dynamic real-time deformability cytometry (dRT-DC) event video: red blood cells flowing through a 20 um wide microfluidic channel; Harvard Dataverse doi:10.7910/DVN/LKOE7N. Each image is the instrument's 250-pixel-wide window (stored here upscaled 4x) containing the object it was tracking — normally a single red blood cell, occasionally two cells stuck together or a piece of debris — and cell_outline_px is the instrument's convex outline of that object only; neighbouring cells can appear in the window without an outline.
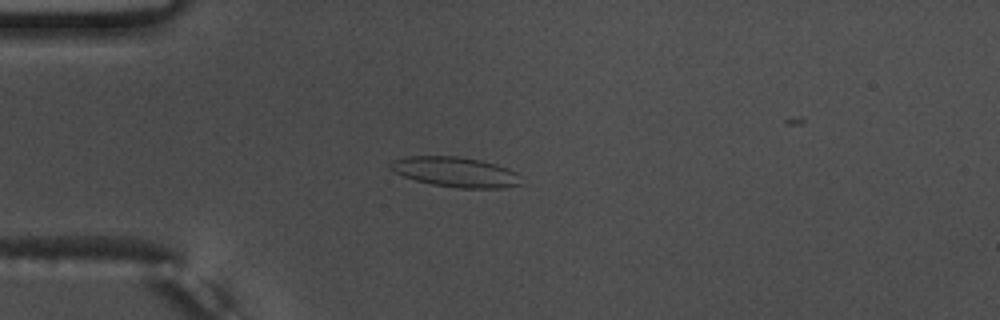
{"species": "common noctule bat (a hibernating species)", "species_latin": "Nyctalus noctula", "temperature_condition": "warm", "stored_images_in_passage": 41, "camera_frame_rate_fps": 3000, "um_per_image_px": 0.085, "animal": {"sex": "male", "body_mass_g": 17.5, "forearm_length_mm": 52.3}, "frame": {"image": 1, "passage_image": 1, "time_ms": 0.0, "image_size_px": [1000, 320], "cell_outline_px": [[524, 184], [504, 188], [456, 188], [432, 184], [416, 180], [404, 176], [388, 168], [388, 164], [392, 160], [408, 156], [456, 156], [480, 160], [496, 164], [508, 168], [516, 172]], "centroid_in_image_um": [38.73, 14.62], "position_along_channel_um": 46.3, "area_um2": 23.0}}
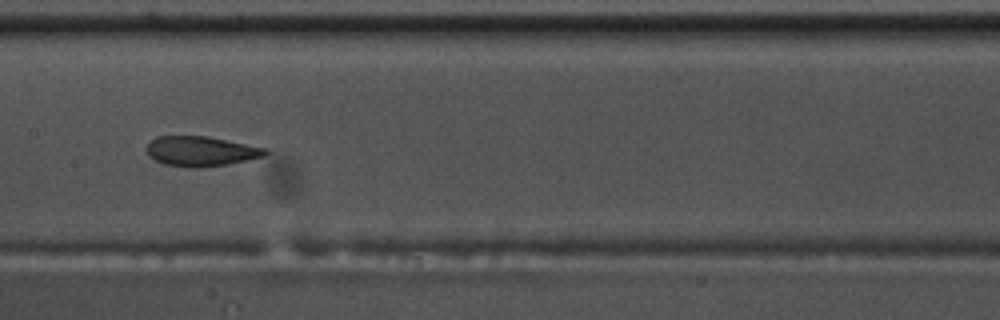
{"frame": {"image": 2, "passage_image": 14, "time_ms": 4.333, "image_size_px": [1000, 320], "cell_outline_px": [[268, 152], [264, 156], [228, 164], [192, 168], [164, 164], [148, 156], [144, 148], [156, 136], [208, 136], [264, 148]], "centroid_in_image_um": [17.01, 12.85], "position_along_channel_um": 190.4, "area_um2": 20.52}}
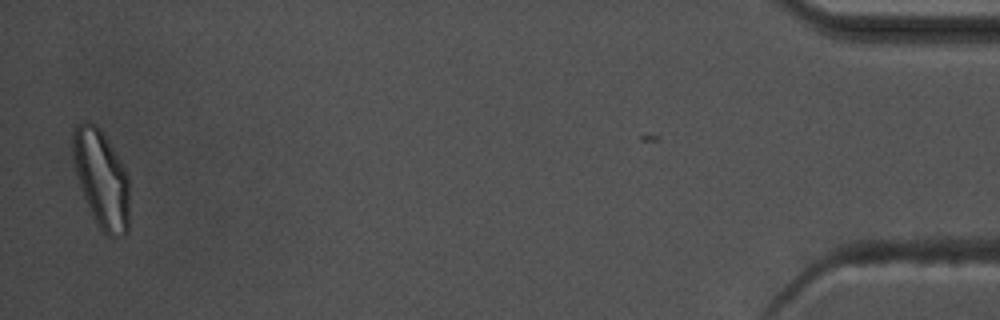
{"frame": {"image": 3, "passage_image": 40, "time_ms": 13.0, "image_size_px": [1000, 320], "cell_outline_px": [[128, 232], [124, 236], [108, 236], [100, 228], [80, 188], [76, 172], [72, 152], [72, 128], [76, 124], [84, 120], [88, 120], [96, 124], [104, 132], [120, 160], [128, 176]], "centroid_in_image_um": [8.6, 15.12], "position_along_channel_um": 426.6, "area_um2": 32.19}, "authors_computed_cell_mechanics": {"area_um2": 21.3282, "velocity_mm_per_s": 3.7589, "shape_relaxation_time_tau1_ms": null, "shape_relaxation_time_tau2_ms": 1.8423, "deformation_change_tau1": null, "deformation_change_tau2": 0.0739}}